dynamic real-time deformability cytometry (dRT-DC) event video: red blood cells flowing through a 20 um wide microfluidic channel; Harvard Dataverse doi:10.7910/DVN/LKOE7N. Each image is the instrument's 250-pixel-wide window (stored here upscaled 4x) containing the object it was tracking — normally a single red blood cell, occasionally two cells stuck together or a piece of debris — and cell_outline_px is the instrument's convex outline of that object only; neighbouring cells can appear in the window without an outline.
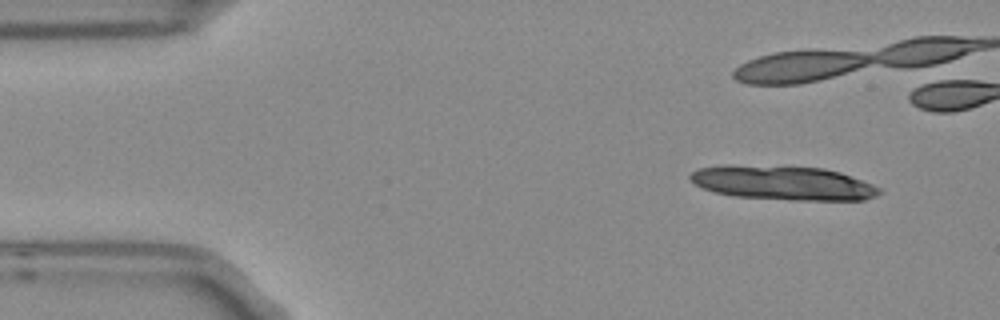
{"species": "Egyptian fruit bat (a non-hibernating species)", "species_latin": "Rousettus aegyptiacus", "temperature_condition": "room temperature", "stored_images_in_passage": 5, "camera_frame_rate_fps": 3000, "um_per_image_px": 0.085, "frame": {"image": 1, "passage_image": 1, "time_ms": 0.0, "image_size_px": [1000, 320], "cell_outline_px": [[880, 192], [876, 196], [864, 200], [792, 200], [732, 196], [716, 192], [704, 188], [696, 184], [688, 176], [692, 172], [700, 168], [824, 168], [840, 172], [872, 184], [880, 188]], "centroid_in_image_um": [66.69, 15.61], "position_along_channel_um": 18.3, "area_um2": 35.78}}